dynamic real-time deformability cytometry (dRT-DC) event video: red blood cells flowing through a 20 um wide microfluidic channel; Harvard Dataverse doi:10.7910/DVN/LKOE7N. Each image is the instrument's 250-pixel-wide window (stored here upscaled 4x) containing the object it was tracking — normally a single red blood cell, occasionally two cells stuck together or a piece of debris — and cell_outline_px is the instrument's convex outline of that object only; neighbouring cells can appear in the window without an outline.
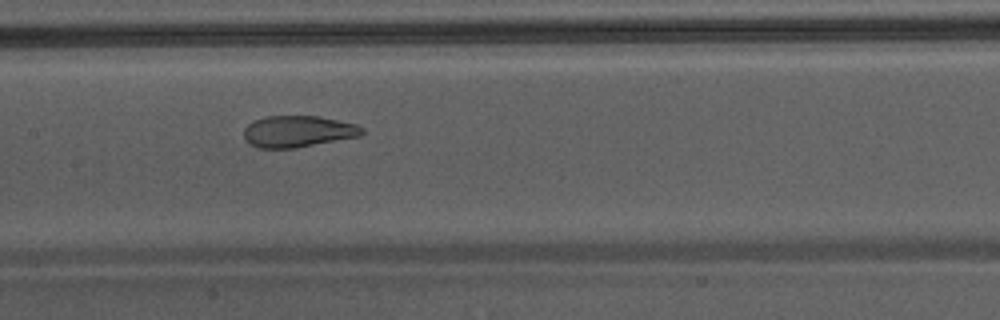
{"species": "Egyptian fruit bat (a non-hibernating species)", "species_latin": "Rousettus aegyptiacus", "temperature_condition": "warm", "stored_images_in_passage": 33, "camera_frame_rate_fps": 3000, "um_per_image_px": 0.085, "animal": {"sex": "male"}, "frame": {"image": 1, "passage_image": 10, "time_ms": 3.0, "image_size_px": [1000, 320], "cell_outline_px": [[364, 132], [360, 136], [296, 148], [260, 148], [248, 144], [244, 140], [244, 128], [248, 124], [264, 116], [316, 116], [356, 124], [364, 128]], "centroid_in_image_um": [25.3, 11.18], "position_along_channel_um": 182.1, "area_um2": 21.73}}
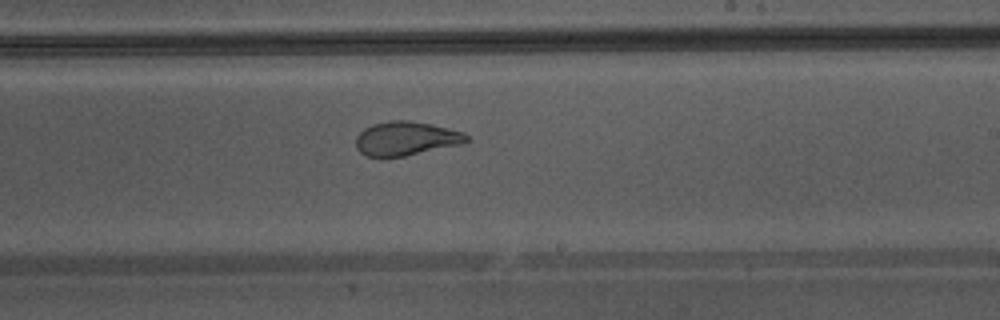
{"frame": {"image": 2, "passage_image": 15, "time_ms": 4.667, "image_size_px": [1000, 320], "cell_outline_px": [[468, 140], [460, 144], [404, 156], [368, 156], [360, 152], [356, 148], [356, 136], [364, 128], [372, 124], [388, 120], [408, 120], [432, 124], [464, 132], [468, 136]], "centroid_in_image_um": [34.49, 11.75], "position_along_channel_um": 254.5, "area_um2": 21.73}, "authors_computed_cell_mechanics": {"area_um2": 23.7558, "velocity_mm_per_s": 4.3573, "shape_relaxation_time_tau1_ms": 9.2863, "shape_relaxation_time_tau2_ms": 0.8927, "deformation_change_tau1": 0.2686, "deformation_change_tau2": 0.0624}}